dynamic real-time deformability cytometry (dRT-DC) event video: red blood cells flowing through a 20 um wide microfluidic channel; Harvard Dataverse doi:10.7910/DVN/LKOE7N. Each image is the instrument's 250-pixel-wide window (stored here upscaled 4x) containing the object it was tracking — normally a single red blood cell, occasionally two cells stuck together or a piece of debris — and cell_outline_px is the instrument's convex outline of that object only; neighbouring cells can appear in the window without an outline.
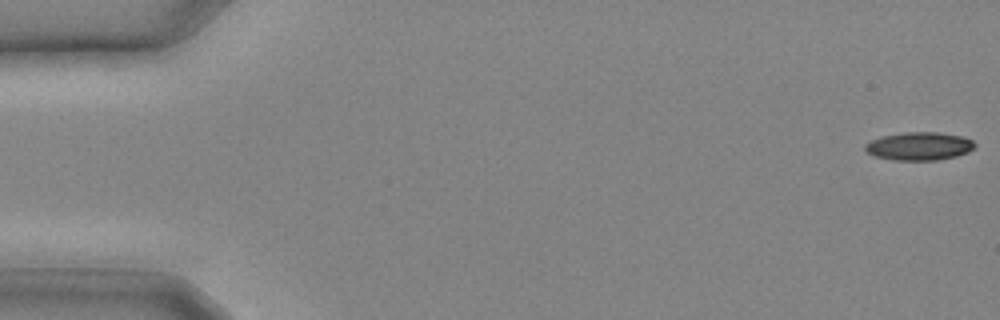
{"species": "common noctule bat (a hibernating species)", "species_latin": "Nyctalus noctula", "temperature_condition": "cold", "stored_images_in_passage": 6, "camera_frame_rate_fps": 3000, "um_per_image_px": 0.085, "animal": {"sex": "male", "body_mass_g": 20.4}, "frame": {"image": 1, "passage_image": 1, "time_ms": 0.0, "image_size_px": [1000, 320], "cell_outline_px": [[976, 144], [968, 152], [956, 156], [936, 160], [892, 160], [876, 156], [864, 152], [864, 144], [880, 136], [908, 132], [936, 132], [964, 136], [972, 140]], "centroid_in_image_um": [78.1, 12.42], "position_along_channel_um": 6.9, "area_um2": 18.03}}